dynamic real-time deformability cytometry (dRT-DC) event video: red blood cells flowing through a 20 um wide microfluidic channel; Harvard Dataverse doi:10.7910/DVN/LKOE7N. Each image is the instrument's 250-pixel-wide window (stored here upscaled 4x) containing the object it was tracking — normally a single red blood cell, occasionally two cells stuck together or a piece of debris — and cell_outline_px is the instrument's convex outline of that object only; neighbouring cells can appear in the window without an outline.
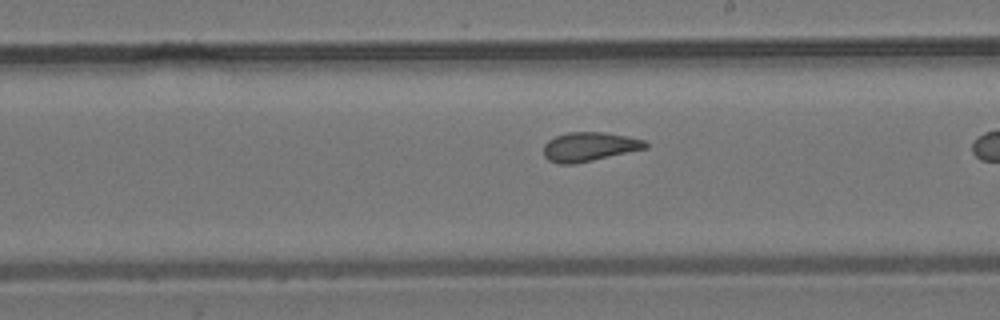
{"species": "common noctule bat (a hibernating species)", "species_latin": "Nyctalus noctula", "temperature_condition": "room temperature", "stored_images_in_passage": 39, "camera_frame_rate_fps": 3000, "um_per_image_px": 0.085, "animal": {"sex": "male", "body_mass_g": 19.2, "forearm_length_mm": 51.8}, "frame": {"image": 1, "passage_image": 28, "time_ms": 9.0, "image_size_px": [1000, 320], "cell_outline_px": [[648, 148], [592, 160], [572, 164], [560, 164], [548, 160], [544, 156], [544, 144], [548, 140], [556, 136], [568, 132], [604, 132], [628, 136], [644, 140], [648, 144]], "centroid_in_image_um": [50.09, 12.46], "position_along_channel_um": 238.9, "area_um2": 17.22}}